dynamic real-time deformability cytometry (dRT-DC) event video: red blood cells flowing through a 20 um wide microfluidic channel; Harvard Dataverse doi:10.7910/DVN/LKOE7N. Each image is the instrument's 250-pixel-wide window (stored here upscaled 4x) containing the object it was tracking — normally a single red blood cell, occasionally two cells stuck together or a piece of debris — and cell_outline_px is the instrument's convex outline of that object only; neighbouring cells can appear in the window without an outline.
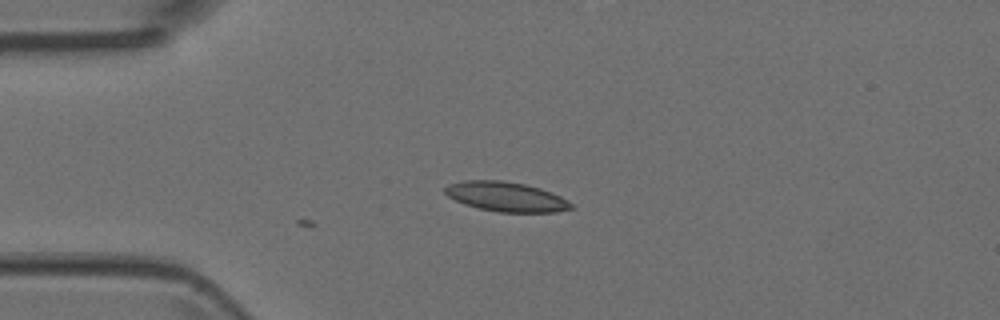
{"species": "Egyptian fruit bat (a non-hibernating species)", "species_latin": "Rousettus aegyptiacus", "temperature_condition": "room temperature", "stored_images_in_passage": 3, "camera_frame_rate_fps": 3000, "um_per_image_px": 0.085, "animal": {"sex": "female"}, "frame": {"image": 1, "passage_image": 3, "time_ms": 0.667, "image_size_px": [1000, 320], "cell_outline_px": [[572, 208], [556, 212], [500, 212], [480, 208], [464, 204], [448, 196], [444, 192], [444, 188], [448, 184], [464, 180], [500, 180], [524, 184], [540, 188], [560, 196], [568, 200], [572, 204]], "centroid_in_image_um": [43.0, 16.71], "position_along_channel_um": 42.0, "area_um2": 21.62}}